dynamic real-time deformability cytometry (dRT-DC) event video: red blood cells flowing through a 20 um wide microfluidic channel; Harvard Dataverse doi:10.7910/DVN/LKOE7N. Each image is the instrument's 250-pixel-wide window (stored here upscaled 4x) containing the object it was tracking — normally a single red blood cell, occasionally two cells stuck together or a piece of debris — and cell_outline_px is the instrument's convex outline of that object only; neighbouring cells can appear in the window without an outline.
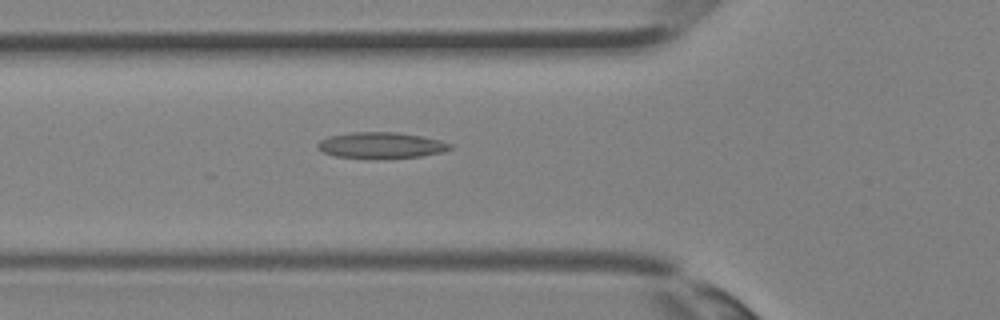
{"species": "Egyptian fruit bat (a non-hibernating species)", "species_latin": "Rousettus aegyptiacus", "temperature_condition": "room temperature", "stored_images_in_passage": 26, "camera_frame_rate_fps": 3000, "um_per_image_px": 0.085, "animal": {"sex": "female"}, "frame": {"image": 1, "passage_image": 3, "time_ms": 0.667, "image_size_px": [1000, 320], "cell_outline_px": [[452, 148], [444, 152], [420, 156], [336, 156], [324, 152], [316, 144], [320, 140], [328, 136], [352, 132], [396, 132], [420, 136], [440, 140], [452, 144]], "centroid_in_image_um": [32.42, 12.3], "position_along_channel_um": 93.4, "area_um2": 19.19}}
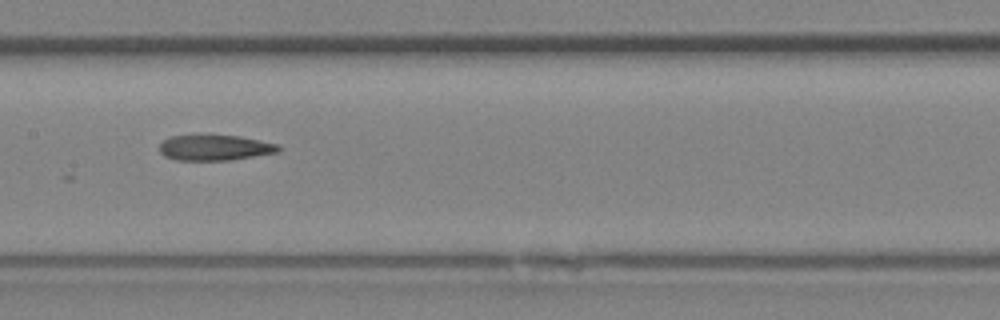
{"frame": {"image": 2, "passage_image": 8, "time_ms": 2.333, "image_size_px": [1000, 320], "cell_outline_px": [[284, 148], [280, 152], [232, 160], [176, 160], [164, 156], [160, 152], [160, 144], [164, 140], [172, 136], [240, 136], [280, 144]], "centroid_in_image_um": [18.35, 12.57], "position_along_channel_um": 189.0, "area_um2": 17.74}}
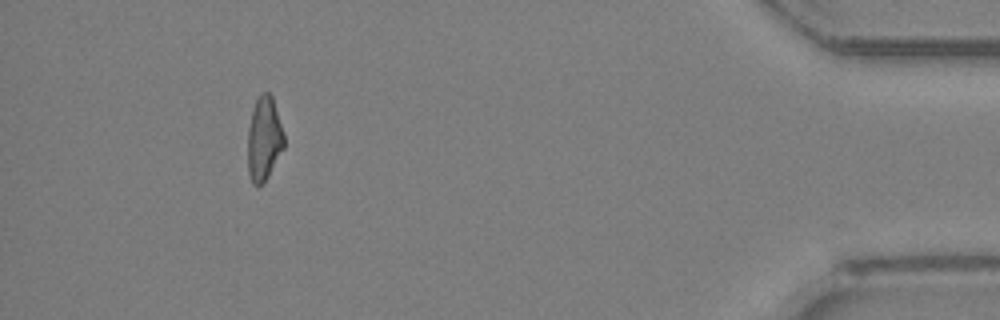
{"frame": {"image": 3, "passage_image": 23, "time_ms": 7.333, "image_size_px": [1000, 320], "cell_outline_px": [[284, 148], [264, 184], [252, 184], [248, 172], [248, 128], [252, 108], [260, 92], [268, 92], [272, 96], [284, 132]], "centroid_in_image_um": [22.44, 11.79], "position_along_channel_um": 412.8, "area_um2": 17.98}}